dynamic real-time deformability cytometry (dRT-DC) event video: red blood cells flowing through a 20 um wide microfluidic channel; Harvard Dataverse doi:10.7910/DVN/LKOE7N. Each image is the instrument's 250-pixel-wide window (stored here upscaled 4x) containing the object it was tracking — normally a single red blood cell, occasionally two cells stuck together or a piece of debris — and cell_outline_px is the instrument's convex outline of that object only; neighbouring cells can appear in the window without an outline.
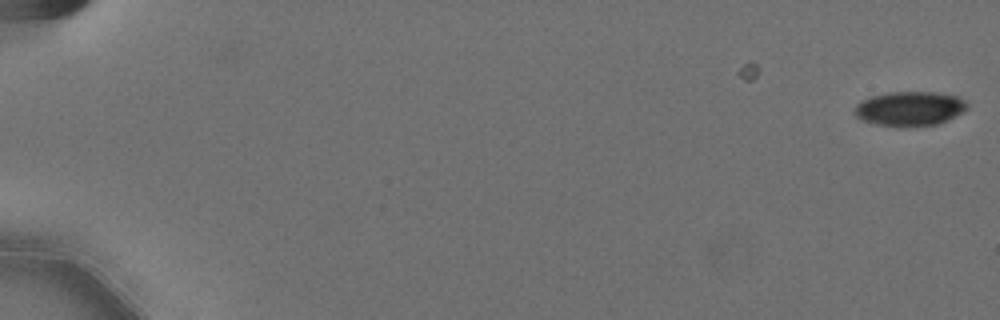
{"species": "Egyptian fruit bat (a non-hibernating species)", "species_latin": "Rousettus aegyptiacus", "temperature_condition": "cold", "stored_images_in_passage": 7, "camera_frame_rate_fps": 3000, "um_per_image_px": 0.085, "animal": {"sex": "female"}, "frame": {"image": 1, "passage_image": 7, "time_ms": 2.0, "image_size_px": [1000, 320], "cell_outline_px": [[968, 108], [948, 120], [936, 124], [876, 124], [860, 120], [856, 116], [856, 104], [860, 100], [872, 96], [888, 92], [936, 92], [960, 96], [968, 104]], "centroid_in_image_um": [77.35, 9.18], "position_along_channel_um": 7.7, "area_um2": 22.02}}